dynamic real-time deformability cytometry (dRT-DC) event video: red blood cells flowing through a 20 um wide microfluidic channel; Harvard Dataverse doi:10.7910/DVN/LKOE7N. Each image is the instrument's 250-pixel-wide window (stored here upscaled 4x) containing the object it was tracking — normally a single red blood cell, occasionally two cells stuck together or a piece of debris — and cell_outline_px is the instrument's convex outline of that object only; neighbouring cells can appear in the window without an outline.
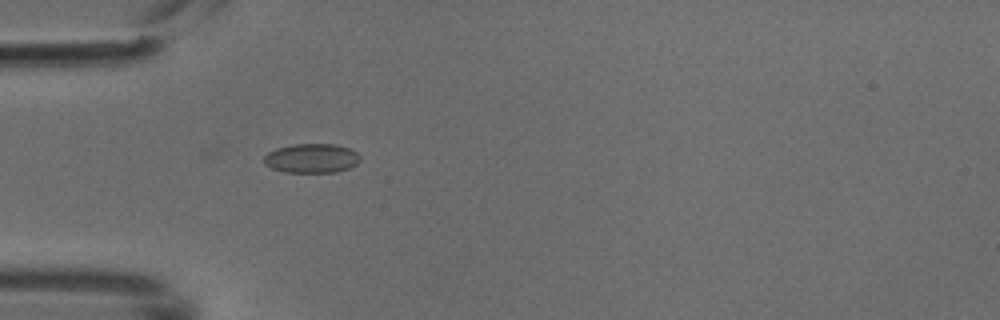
{"species": "common noctule bat (a hibernating species)", "species_latin": "Nyctalus noctula", "temperature_condition": "cold", "stored_images_in_passage": 2, "camera_frame_rate_fps": 3000, "um_per_image_px": 0.085, "animal": {"sex": "male", "body_mass_g": 18.8}, "frame": {"image": 1, "passage_image": 2, "time_ms": 0.333, "image_size_px": [1000, 320], "cell_outline_px": [[360, 160], [356, 164], [348, 168], [336, 172], [284, 172], [272, 168], [264, 164], [264, 156], [268, 152], [276, 148], [292, 144], [336, 144], [348, 148], [356, 152], [360, 156]], "centroid_in_image_um": [26.47, 13.45], "position_along_channel_um": 58.5, "area_um2": 16.42}}